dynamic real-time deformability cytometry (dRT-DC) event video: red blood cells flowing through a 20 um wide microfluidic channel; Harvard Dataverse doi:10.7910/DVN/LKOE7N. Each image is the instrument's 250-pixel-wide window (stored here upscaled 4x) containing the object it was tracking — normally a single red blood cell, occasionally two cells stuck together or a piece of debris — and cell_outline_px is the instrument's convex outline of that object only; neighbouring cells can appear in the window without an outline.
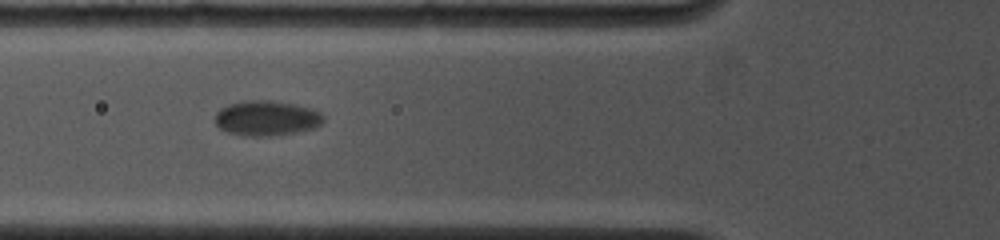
{"species": "common noctule bat (a hibernating species)", "species_latin": "Nyctalus noctula", "temperature_condition": "cold", "stored_images_in_passage": 5, "camera_frame_rate_fps": 4500, "um_per_image_px": 0.085, "animal": {"sex": "female", "body_mass_g": 19.0, "forearm_length_mm": 53.3}, "frame": {"image": 1, "passage_image": 3, "time_ms": 2.0, "image_size_px": [1000, 240], "cell_outline_px": [[324, 120], [316, 128], [296, 132], [272, 136], [244, 136], [228, 132], [220, 128], [216, 124], [216, 112], [220, 108], [228, 104], [244, 100], [272, 100], [296, 104], [312, 108], [320, 112], [324, 116]], "centroid_in_image_um": [22.68, 10.03], "position_along_channel_um": 103.1, "area_um2": 22.43}}
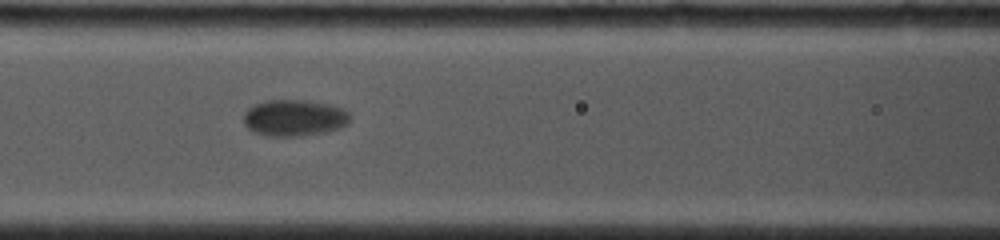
{"frame": {"image": 2, "passage_image": 4, "time_ms": 3.111, "image_size_px": [1000, 240], "cell_outline_px": [[348, 124], [340, 128], [328, 132], [300, 136], [268, 136], [252, 132], [244, 124], [244, 112], [252, 104], [268, 100], [304, 100], [328, 104], [340, 108], [348, 112]], "centroid_in_image_um": [24.97, 10.03], "position_along_channel_um": 141.6, "area_um2": 22.72}}
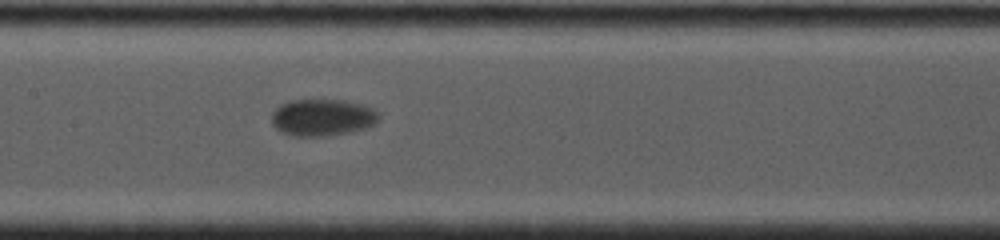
{"frame": {"image": 3, "passage_image": 5, "time_ms": 4.222, "image_size_px": [1000, 240], "cell_outline_px": [[380, 116], [372, 124], [364, 128], [348, 132], [324, 136], [292, 136], [276, 128], [272, 124], [272, 112], [280, 104], [288, 100], [340, 100], [360, 104], [372, 108], [380, 112]], "centroid_in_image_um": [27.37, 9.97], "position_along_channel_um": 180.0, "area_um2": 22.83}}